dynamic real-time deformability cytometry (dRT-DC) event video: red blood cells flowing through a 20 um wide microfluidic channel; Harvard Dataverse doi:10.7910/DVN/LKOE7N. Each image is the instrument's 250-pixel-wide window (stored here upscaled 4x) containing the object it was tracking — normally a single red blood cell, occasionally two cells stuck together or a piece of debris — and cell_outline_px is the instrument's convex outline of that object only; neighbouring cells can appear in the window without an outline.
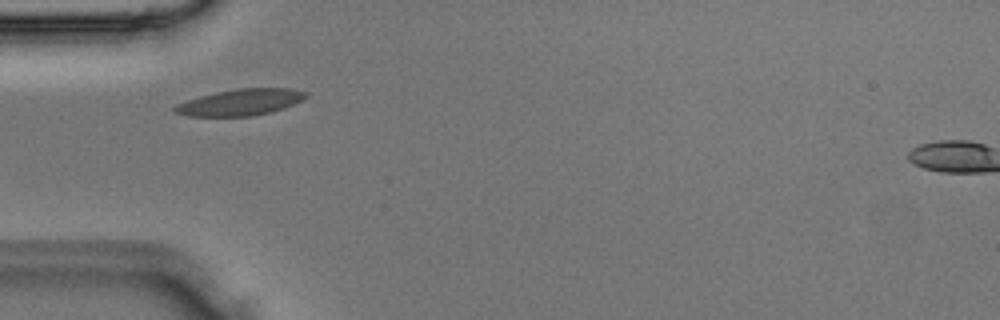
{"species": "Egyptian fruit bat (a non-hibernating species)", "species_latin": "Rousettus aegyptiacus", "temperature_condition": "room temperature", "stored_images_in_passage": 2, "camera_frame_rate_fps": 3000, "um_per_image_px": 0.085, "animal": {"sex": "male"}, "frame": {"image": 1, "passage_image": 2, "time_ms": 0.333, "image_size_px": [1000, 320], "cell_outline_px": [[308, 96], [284, 108], [272, 112], [252, 116], [188, 116], [172, 112], [172, 108], [176, 104], [200, 96], [216, 92], [236, 88], [292, 88], [308, 92]], "centroid_in_image_um": [20.42, 8.69], "position_along_channel_um": 64.6, "area_um2": 20.23}}